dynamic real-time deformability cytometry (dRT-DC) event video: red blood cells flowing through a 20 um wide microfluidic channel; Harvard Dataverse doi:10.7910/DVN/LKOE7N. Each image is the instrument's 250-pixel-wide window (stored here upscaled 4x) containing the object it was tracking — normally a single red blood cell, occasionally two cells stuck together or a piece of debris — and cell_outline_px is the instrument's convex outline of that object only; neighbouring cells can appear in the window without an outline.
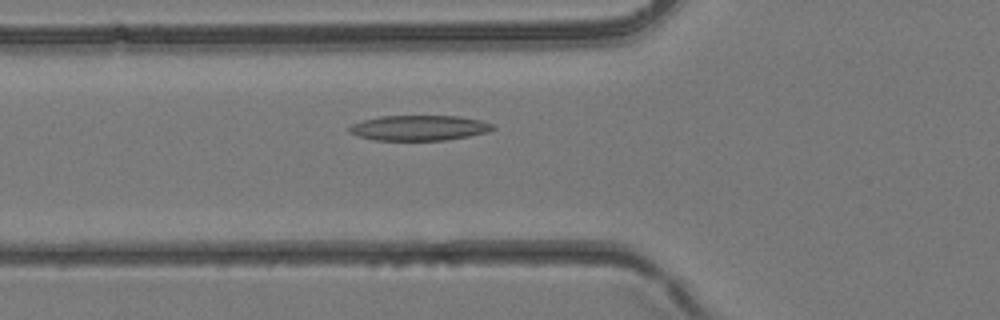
{"species": "common noctule bat (a hibernating species)", "species_latin": "Nyctalus noctula", "temperature_condition": "room temperature", "stored_images_in_passage": 35, "camera_frame_rate_fps": 3000, "um_per_image_px": 0.085, "animal": {"sex": "female", "body_mass_g": 24.6, "forearm_length_mm": 56.2}, "frame": {"image": 1, "passage_image": 10, "time_ms": 3.0, "image_size_px": [1000, 320], "cell_outline_px": [[496, 128], [488, 132], [468, 136], [444, 140], [376, 140], [360, 136], [348, 132], [348, 128], [352, 124], [364, 120], [380, 116], [460, 116], [480, 120], [492, 124]], "centroid_in_image_um": [35.64, 10.87], "position_along_channel_um": 90.2, "area_um2": 20.98}}
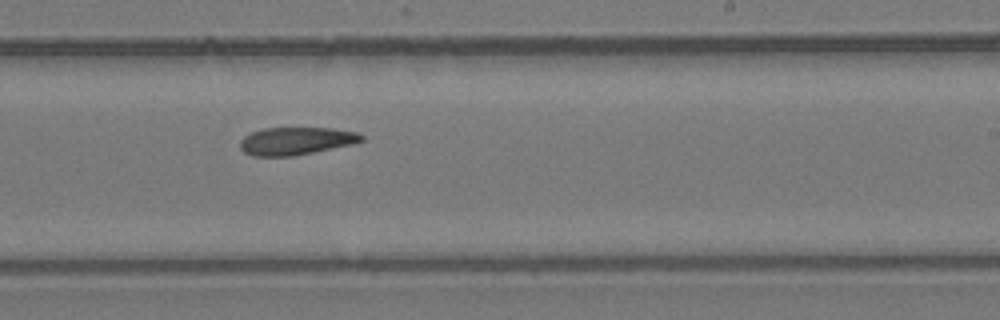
{"frame": {"image": 2, "passage_image": 20, "time_ms": 6.333, "image_size_px": [1000, 320], "cell_outline_px": [[364, 140], [352, 144], [292, 156], [252, 156], [244, 152], [240, 148], [240, 140], [244, 136], [252, 132], [264, 128], [332, 128], [356, 132], [364, 136]], "centroid_in_image_um": [25.14, 11.98], "position_along_channel_um": 263.9, "area_um2": 19.48}}
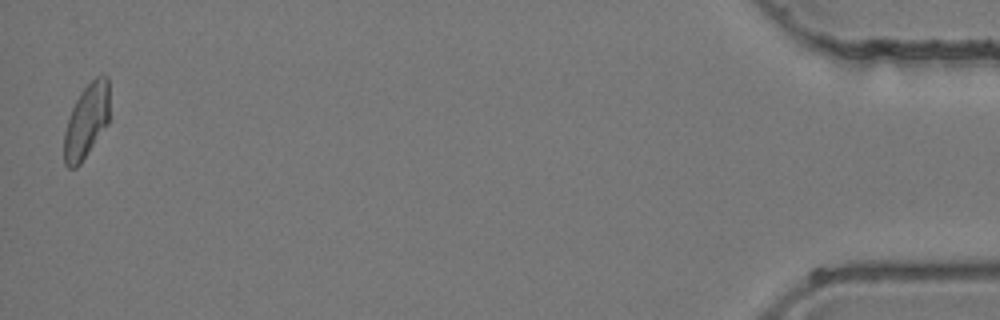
{"frame": {"image": 3, "passage_image": 35, "time_ms": 11.333, "image_size_px": [1000, 320], "cell_outline_px": [[108, 124], [80, 164], [76, 168], [68, 168], [64, 164], [64, 132], [72, 108], [80, 92], [96, 76], [104, 72], [108, 76]], "centroid_in_image_um": [7.35, 10.28], "position_along_channel_um": 427.9, "area_um2": 19.59}}